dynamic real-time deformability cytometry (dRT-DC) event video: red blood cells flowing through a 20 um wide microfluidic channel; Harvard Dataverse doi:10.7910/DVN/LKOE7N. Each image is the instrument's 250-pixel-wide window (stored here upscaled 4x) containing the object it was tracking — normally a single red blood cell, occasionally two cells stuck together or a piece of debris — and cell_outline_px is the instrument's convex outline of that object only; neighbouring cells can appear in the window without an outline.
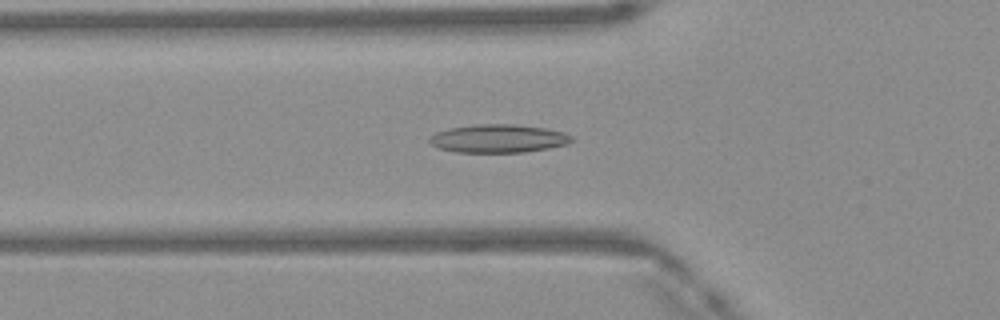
{"species": "Egyptian fruit bat (a non-hibernating species)", "species_latin": "Rousettus aegyptiacus", "temperature_condition": "warm", "stored_images_in_passage": 36, "camera_frame_rate_fps": 3000, "um_per_image_px": 0.085, "frame": {"image": 1, "passage_image": 4, "time_ms": 1.0, "image_size_px": [1000, 320], "cell_outline_px": [[572, 140], [568, 144], [548, 148], [524, 152], [456, 152], [440, 148], [432, 144], [428, 140], [436, 132], [448, 128], [472, 124], [516, 124], [544, 128], [564, 132], [572, 136]], "centroid_in_image_um": [42.36, 11.76], "position_along_channel_um": 83.4, "area_um2": 23.35}}
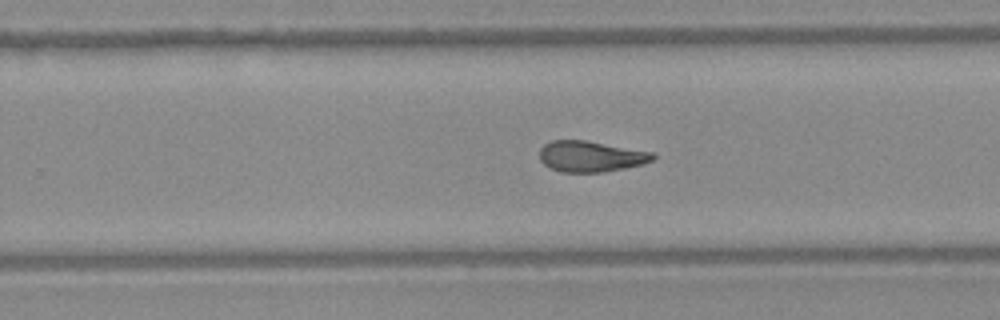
{"frame": {"image": 2, "passage_image": 18, "time_ms": 5.667, "image_size_px": [1000, 320], "cell_outline_px": [[656, 156], [652, 160], [644, 164], [604, 172], [560, 172], [544, 164], [540, 160], [540, 148], [544, 144], [552, 140], [584, 140], [652, 152]], "centroid_in_image_um": [50.2, 13.29], "position_along_channel_um": 279.6, "area_um2": 20.29}}
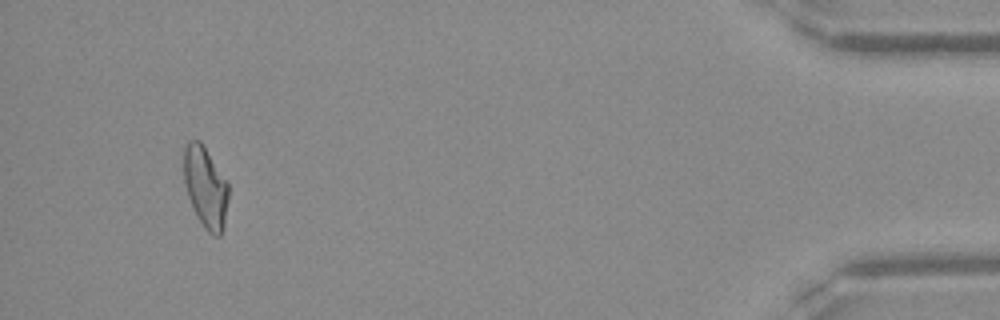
{"frame": {"image": 3, "passage_image": 33, "time_ms": 10.667, "image_size_px": [1000, 320], "cell_outline_px": [[228, 200], [224, 228], [220, 236], [216, 236], [208, 232], [204, 228], [196, 216], [188, 196], [184, 184], [184, 148], [188, 140], [200, 140], [228, 180]], "centroid_in_image_um": [17.48, 15.91], "position_along_channel_um": 417.7, "area_um2": 21.44}, "authors_computed_cell_mechanics": {"area_um2": 20.8658, "velocity_mm_per_s": 4.1838, "shape_relaxation_time_tau1_ms": null, "shape_relaxation_time_tau2_ms": 2.0983, "deformation_change_tau1": null, "deformation_change_tau2": 0.1024}}